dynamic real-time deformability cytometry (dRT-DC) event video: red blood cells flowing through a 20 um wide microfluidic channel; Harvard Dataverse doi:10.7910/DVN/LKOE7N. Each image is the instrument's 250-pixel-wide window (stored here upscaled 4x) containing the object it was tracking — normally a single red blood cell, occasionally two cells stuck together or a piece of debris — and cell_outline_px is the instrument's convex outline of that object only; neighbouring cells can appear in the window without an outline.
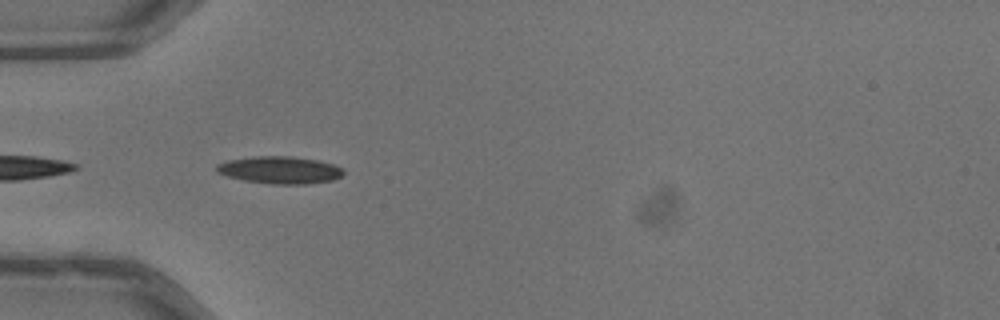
{"species": "common noctule bat (a hibernating species)", "species_latin": "Nyctalus noctula", "temperature_condition": "warm", "stored_images_in_passage": 37, "camera_frame_rate_fps": 3000, "um_per_image_px": 0.085, "animal": {"sex": "male", "body_mass_g": 13.3}, "frame": {"image": 1, "passage_image": 2, "time_ms": 0.333, "image_size_px": [1000, 320], "cell_outline_px": [[344, 172], [340, 176], [332, 180], [308, 184], [272, 184], [244, 180], [228, 176], [216, 172], [216, 164], [228, 160], [252, 156], [292, 156], [320, 160], [344, 168]], "centroid_in_image_um": [23.79, 14.44], "position_along_channel_um": 61.2, "area_um2": 20.29}}
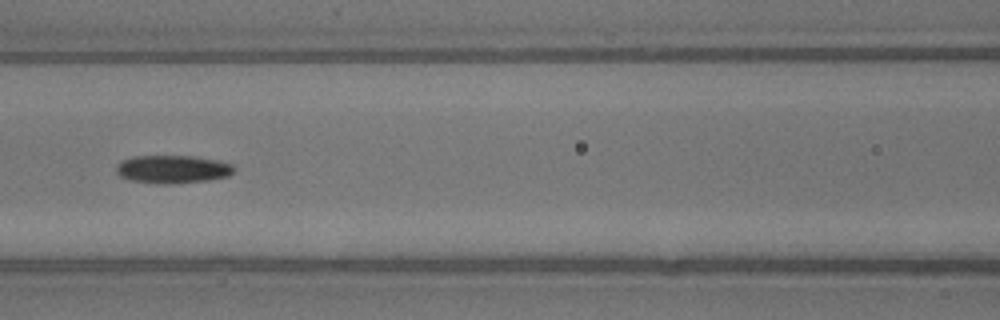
{"frame": {"image": 2, "passage_image": 9, "time_ms": 2.667, "image_size_px": [1000, 320], "cell_outline_px": [[236, 168], [228, 176], [208, 180], [172, 184], [164, 184], [132, 180], [120, 176], [116, 172], [116, 164], [120, 160], [132, 156], [192, 156], [216, 160], [232, 164]], "centroid_in_image_um": [14.65, 14.38], "position_along_channel_um": 152.0, "area_um2": 19.25}}
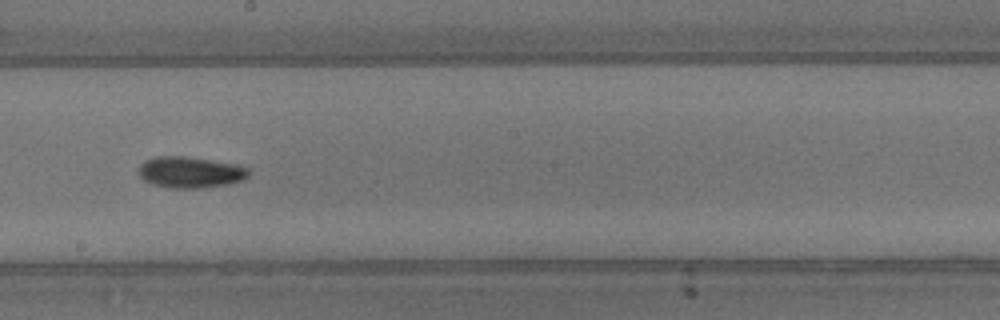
{"frame": {"image": 3, "passage_image": 15, "time_ms": 4.667, "image_size_px": [1000, 320], "cell_outline_px": [[248, 176], [244, 180], [228, 184], [200, 188], [168, 188], [152, 184], [144, 180], [140, 176], [136, 168], [144, 160], [156, 156], [184, 156], [236, 164], [248, 168]], "centroid_in_image_um": [16.12, 14.64], "position_along_channel_um": 232.1, "area_um2": 20.17}, "authors_computed_cell_mechanics": {"area_um2": 18.496, "velocity_mm_per_s": 4.0137, "shape_relaxation_time_tau1_ms": 4.4196, "shape_relaxation_time_tau2_ms": 3.566, "deformation_change_tau1": 0.145, "deformation_change_tau2": 0.0981}}